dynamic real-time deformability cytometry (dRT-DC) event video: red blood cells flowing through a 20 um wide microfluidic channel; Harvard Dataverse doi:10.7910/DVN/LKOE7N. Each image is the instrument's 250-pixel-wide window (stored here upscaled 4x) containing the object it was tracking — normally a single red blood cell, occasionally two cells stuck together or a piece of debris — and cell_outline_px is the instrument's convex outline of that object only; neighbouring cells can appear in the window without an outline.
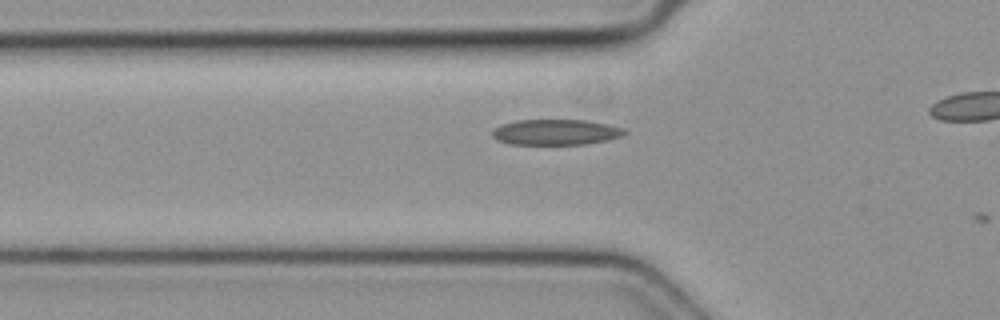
{"species": "common noctule bat (a hibernating species)", "species_latin": "Nyctalus noctula", "temperature_condition": "cold", "stored_images_in_passage": 6, "camera_frame_rate_fps": 3000, "um_per_image_px": 0.085, "animal": {"sex": "female", "body_mass_g": 19.3, "forearm_length_mm": 54.1}, "frame": {"image": 1, "passage_image": 5, "time_ms": 1.333, "image_size_px": [1000, 320], "cell_outline_px": [[628, 132], [620, 136], [608, 140], [584, 144], [508, 144], [496, 140], [492, 136], [492, 132], [500, 124], [516, 120], [584, 120], [608, 124], [624, 128]], "centroid_in_image_um": [47.22, 11.23], "position_along_channel_um": 78.6, "area_um2": 19.77}}